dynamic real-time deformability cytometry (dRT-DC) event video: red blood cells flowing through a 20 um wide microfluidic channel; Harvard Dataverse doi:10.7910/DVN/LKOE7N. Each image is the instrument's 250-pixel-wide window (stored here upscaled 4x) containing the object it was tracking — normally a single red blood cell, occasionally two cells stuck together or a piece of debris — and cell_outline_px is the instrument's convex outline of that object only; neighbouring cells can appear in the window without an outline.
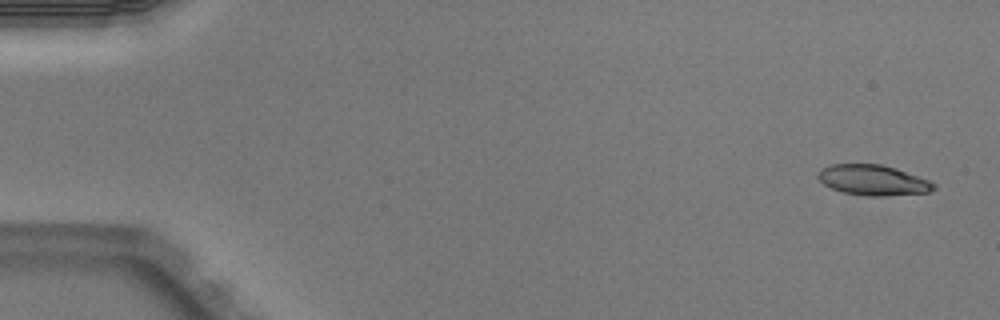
{"species": "Egyptian fruit bat (a non-hibernating species)", "species_latin": "Rousettus aegyptiacus", "temperature_condition": "warm", "stored_images_in_passage": 6, "camera_frame_rate_fps": 3000, "um_per_image_px": 0.085, "animal": {"sex": "male"}, "frame": {"image": 1, "passage_image": 1, "time_ms": 0.0, "image_size_px": [1000, 320], "cell_outline_px": [[936, 188], [928, 192], [880, 196], [868, 196], [844, 192], [832, 188], [824, 184], [816, 176], [824, 168], [832, 164], [880, 164], [896, 168], [928, 180], [936, 184]], "centroid_in_image_um": [74.22, 15.31], "position_along_channel_um": 10.8, "area_um2": 20.17}}